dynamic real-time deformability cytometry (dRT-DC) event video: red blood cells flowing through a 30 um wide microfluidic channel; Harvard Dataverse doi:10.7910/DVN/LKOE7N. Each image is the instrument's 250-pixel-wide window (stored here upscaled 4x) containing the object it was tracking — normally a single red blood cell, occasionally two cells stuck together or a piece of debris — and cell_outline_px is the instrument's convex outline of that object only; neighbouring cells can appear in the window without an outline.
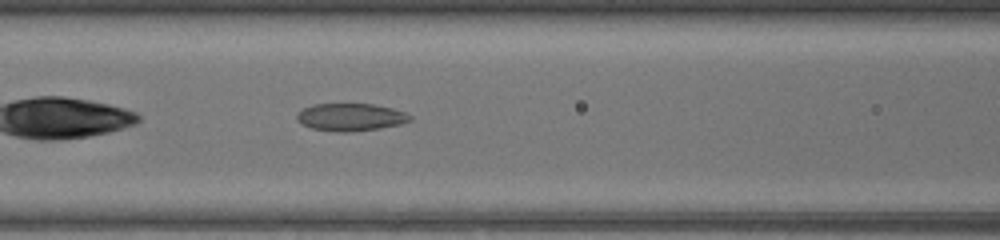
{"species": "common noctule bat (a hibernating species)", "species_latin": "Nyctalus noctula", "temperature_condition": "warm", "stored_images_in_passage": 28, "camera_frame_rate_fps": 3000, "um_per_image_px": 0.085, "animal": {"sex": "female", "body_mass_g": 17.0, "forearm_length_mm": 48.0}, "frame": {"image": 1, "passage_image": 6, "time_ms": 1.667, "image_size_px": [1000, 240], "cell_outline_px": [[412, 120], [400, 124], [380, 128], [348, 132], [340, 132], [312, 128], [296, 120], [296, 116], [304, 108], [312, 104], [372, 104], [392, 108], [404, 112], [412, 116]], "centroid_in_image_um": [29.82, 9.95], "position_along_channel_um": 136.8, "area_um2": 17.98}}
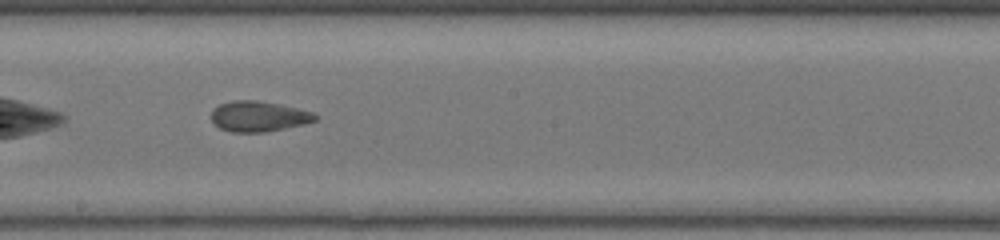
{"frame": {"image": 2, "passage_image": 12, "time_ms": 3.667, "image_size_px": [1000, 240], "cell_outline_px": [[320, 116], [316, 120], [304, 124], [264, 132], [232, 132], [220, 128], [212, 120], [212, 108], [220, 104], [232, 100], [256, 100], [280, 104], [312, 112]], "centroid_in_image_um": [21.98, 9.88], "position_along_channel_um": 226.2, "area_um2": 18.38}}
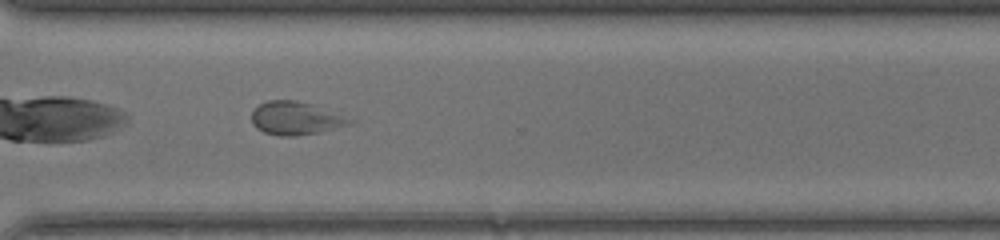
{"frame": {"image": 3, "passage_image": 20, "time_ms": 6.333, "image_size_px": [1000, 240], "cell_outline_px": [[356, 120], [348, 124], [316, 132], [296, 136], [280, 136], [264, 132], [256, 128], [252, 124], [252, 112], [260, 104], [268, 100], [296, 100], [312, 104]], "centroid_in_image_um": [25.08, 10.04], "position_along_channel_um": 345.5, "area_um2": 18.61}}